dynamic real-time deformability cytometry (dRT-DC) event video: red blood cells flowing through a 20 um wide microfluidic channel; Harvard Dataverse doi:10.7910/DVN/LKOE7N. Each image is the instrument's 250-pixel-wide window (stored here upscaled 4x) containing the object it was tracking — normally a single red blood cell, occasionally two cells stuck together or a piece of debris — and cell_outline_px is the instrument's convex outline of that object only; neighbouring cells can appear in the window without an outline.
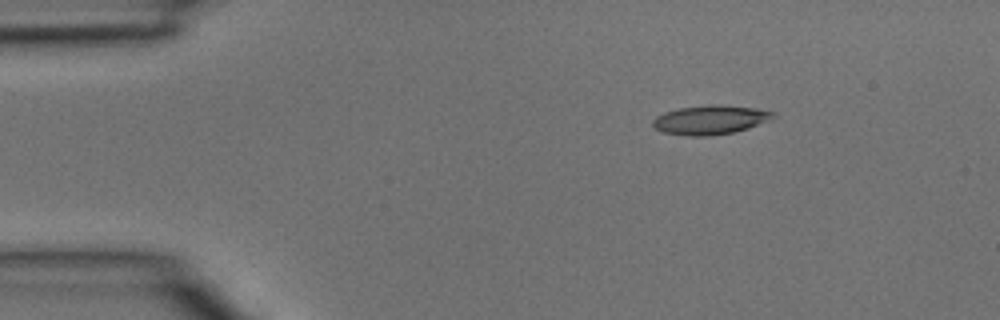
{"species": "common noctule bat (a hibernating species)", "species_latin": "Nyctalus noctula", "temperature_condition": "room temperature", "stored_images_in_passage": 5, "segment_of_instrument_passage": [2, 2], "camera_frame_rate_fps": 3000, "um_per_image_px": 0.085, "animal": {"sex": "male", "body_mass_g": 15.6}, "frame": {"image": 1, "passage_image": 5, "time_ms": 1.333, "image_size_px": [1000, 320], "cell_outline_px": [[772, 116], [768, 120], [748, 128], [732, 132], [704, 136], [688, 136], [664, 132], [656, 128], [652, 124], [652, 120], [656, 116], [664, 112], [680, 108], [708, 104], [720, 104], [756, 108], [772, 112]], "centroid_in_image_um": [60.31, 10.17], "position_along_channel_um": 24.7, "area_um2": 20.11}}